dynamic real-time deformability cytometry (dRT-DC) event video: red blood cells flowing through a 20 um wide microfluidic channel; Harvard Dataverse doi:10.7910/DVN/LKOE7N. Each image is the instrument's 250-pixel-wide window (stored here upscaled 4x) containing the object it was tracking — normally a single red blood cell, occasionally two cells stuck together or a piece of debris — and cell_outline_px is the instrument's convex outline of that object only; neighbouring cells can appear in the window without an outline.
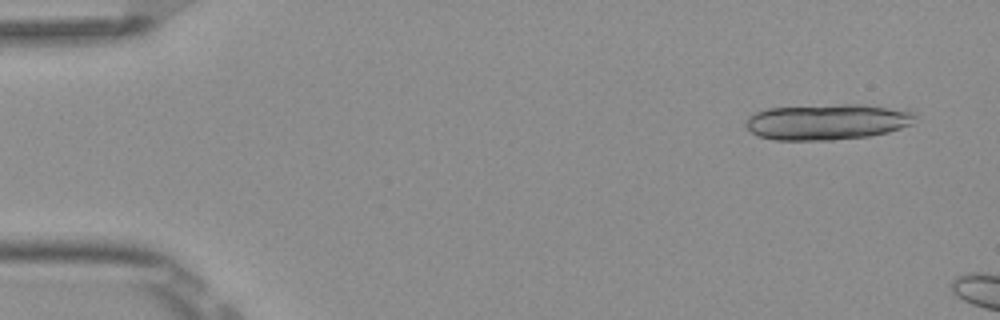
{"species": "Egyptian fruit bat (a non-hibernating species)", "species_latin": "Rousettus aegyptiacus", "temperature_condition": "room temperature", "stored_images_in_passage": 3, "camera_frame_rate_fps": 3000, "um_per_image_px": 0.085, "frame": {"image": 1, "passage_image": 1, "time_ms": 0.0, "image_size_px": [1000, 320], "cell_outline_px": [[916, 116], [912, 124], [888, 132], [868, 136], [832, 140], [776, 140], [756, 136], [748, 128], [744, 120], [748, 116], [764, 108], [840, 104], [860, 104], [888, 108], [912, 112]], "centroid_in_image_um": [70.24, 10.36], "position_along_channel_um": 14.8, "area_um2": 35.32}}